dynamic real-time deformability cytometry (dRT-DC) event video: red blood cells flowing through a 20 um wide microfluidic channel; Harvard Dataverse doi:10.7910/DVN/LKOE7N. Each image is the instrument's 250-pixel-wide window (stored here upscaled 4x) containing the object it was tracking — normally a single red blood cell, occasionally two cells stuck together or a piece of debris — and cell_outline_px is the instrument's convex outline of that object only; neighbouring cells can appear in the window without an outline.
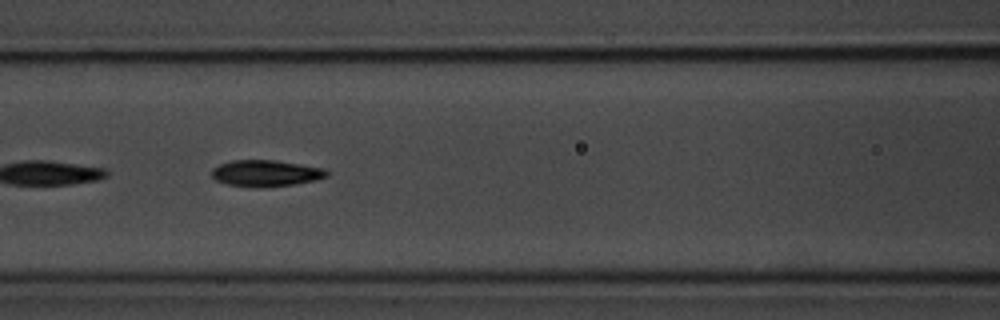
{"species": "common noctule bat (a hibernating species)", "species_latin": "Nyctalus noctula", "temperature_condition": "room temperature", "stored_images_in_passage": 5, "camera_frame_rate_fps": 3000, "um_per_image_px": 0.085, "animal": {"sex": "male", "body_mass_g": 20.1, "forearm_length_mm": 53.5}, "frame": {"image": 1, "passage_image": 4, "time_ms": 3.333, "image_size_px": [1000, 320], "cell_outline_px": [[328, 176], [316, 180], [292, 184], [256, 188], [228, 184], [216, 180], [212, 176], [212, 168], [220, 164], [232, 160], [276, 160], [324, 168], [328, 172]], "centroid_in_image_um": [22.59, 14.72], "position_along_channel_um": 144.0, "area_um2": 17.63}}
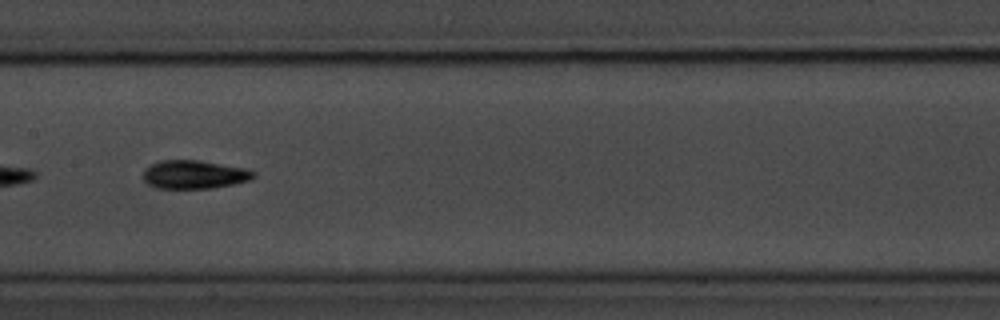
{"frame": {"image": 2, "passage_image": 5, "time_ms": 4.667, "image_size_px": [1000, 320], "cell_outline_px": [[256, 176], [248, 180], [232, 184], [212, 188], [156, 188], [148, 184], [144, 180], [144, 168], [160, 160], [200, 160], [244, 168], [256, 172]], "centroid_in_image_um": [16.49, 14.83], "position_along_channel_um": 190.9, "area_um2": 18.21}}